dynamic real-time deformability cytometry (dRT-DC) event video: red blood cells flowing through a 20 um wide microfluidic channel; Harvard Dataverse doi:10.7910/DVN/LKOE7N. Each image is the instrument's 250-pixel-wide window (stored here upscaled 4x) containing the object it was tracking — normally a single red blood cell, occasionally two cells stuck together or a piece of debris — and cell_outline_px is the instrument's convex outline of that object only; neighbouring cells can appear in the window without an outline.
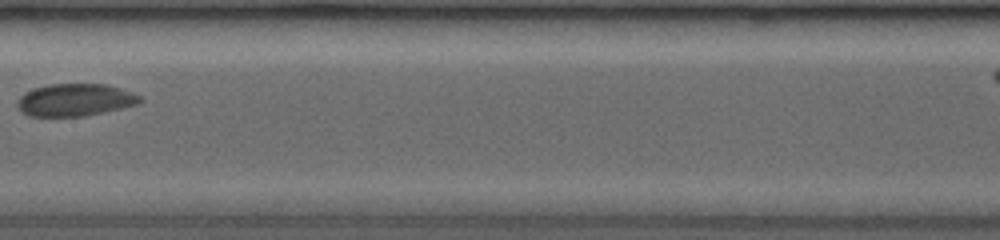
{"species": "common noctule bat (a hibernating species)", "species_latin": "Nyctalus noctula", "temperature_condition": "room temperature", "stored_images_in_passage": 20, "camera_frame_rate_fps": 3500, "um_per_image_px": 0.085, "animal": {"sex": "female", "body_mass_g": 19.0, "forearm_length_mm": 53.3}, "frame": {"image": 1, "passage_image": 9, "time_ms": 4.857, "image_size_px": [1000, 240], "cell_outline_px": [[140, 100], [136, 104], [120, 108], [80, 116], [32, 116], [24, 112], [20, 108], [20, 100], [28, 92], [36, 88], [52, 84], [104, 84], [140, 96]], "centroid_in_image_um": [6.4, 8.49], "position_along_channel_um": 201.0, "area_um2": 21.91}}